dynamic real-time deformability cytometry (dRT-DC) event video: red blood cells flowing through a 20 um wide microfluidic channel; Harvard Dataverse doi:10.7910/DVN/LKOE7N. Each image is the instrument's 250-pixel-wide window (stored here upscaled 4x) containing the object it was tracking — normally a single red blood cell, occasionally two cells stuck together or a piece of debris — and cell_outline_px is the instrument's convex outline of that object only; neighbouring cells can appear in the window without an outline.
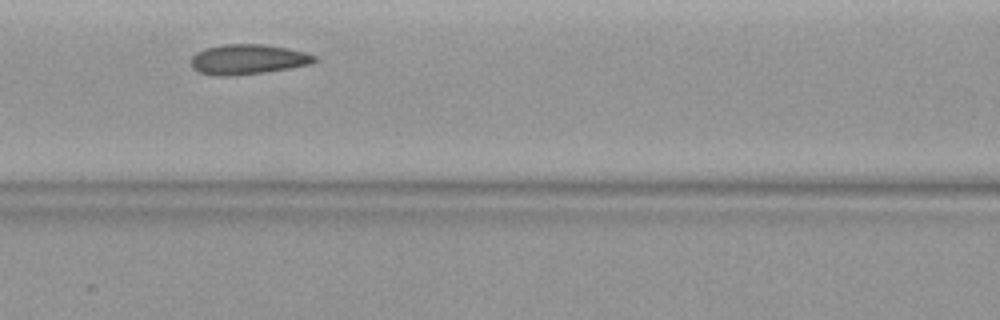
{"species": "common noctule bat (a hibernating species)", "species_latin": "Nyctalus noctula", "temperature_condition": "warm", "stored_images_in_passage": 4, "camera_frame_rate_fps": 3000, "um_per_image_px": 0.085, "animal": {"sex": "female", "body_mass_g": 19.9}, "frame": {"image": 1, "passage_image": 4, "time_ms": 4.0, "image_size_px": [1000, 320], "cell_outline_px": [[316, 60], [312, 64], [288, 68], [260, 72], [228, 76], [216, 76], [200, 72], [192, 68], [192, 56], [196, 52], [204, 48], [220, 44], [264, 44], [288, 48], [304, 52], [316, 56]], "centroid_in_image_um": [21.04, 5.03], "position_along_channel_um": 145.6, "area_um2": 21.5}}